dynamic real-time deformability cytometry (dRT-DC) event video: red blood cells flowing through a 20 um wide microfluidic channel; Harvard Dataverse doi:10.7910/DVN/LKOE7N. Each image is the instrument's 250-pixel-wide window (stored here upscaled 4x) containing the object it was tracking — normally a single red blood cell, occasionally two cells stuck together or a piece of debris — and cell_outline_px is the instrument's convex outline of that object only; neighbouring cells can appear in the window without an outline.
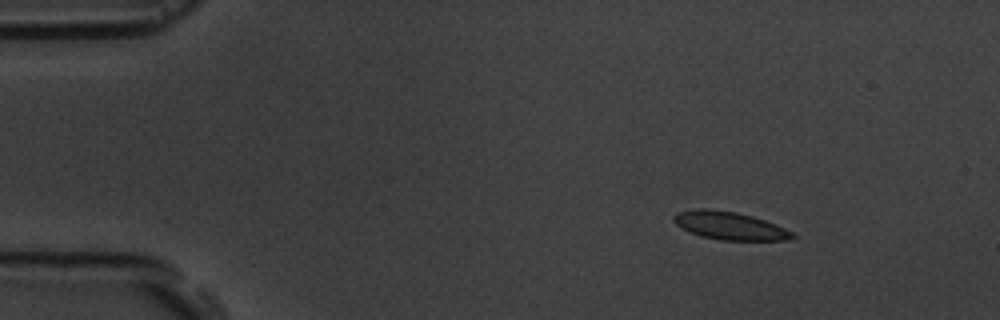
{"species": "common noctule bat (a hibernating species)", "species_latin": "Nyctalus noctula", "temperature_condition": "room temperature", "stored_images_in_passage": 16, "camera_frame_rate_fps": 3000, "um_per_image_px": 0.085, "animal": {"sex": "male", "body_mass_g": 19.5, "forearm_length_mm": 54.6}, "frame": {"image": 1, "passage_image": 2, "time_ms": 1.0, "image_size_px": [1000, 320], "cell_outline_px": [[796, 236], [788, 240], [720, 240], [700, 236], [680, 228], [672, 220], [672, 216], [676, 212], [696, 208], [704, 208], [736, 212], [752, 216], [776, 224], [792, 232]], "centroid_in_image_um": [61.96, 19.18], "position_along_channel_um": 23.0, "area_um2": 19.42}}
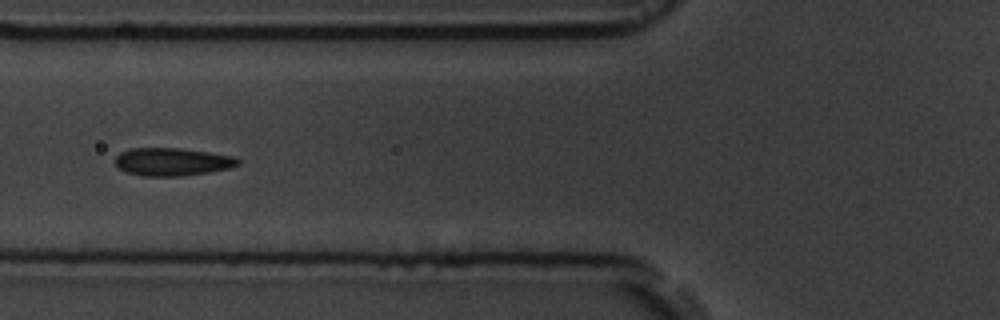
{"frame": {"image": 2, "passage_image": 6, "time_ms": 5.667, "image_size_px": [1000, 320], "cell_outline_px": [[240, 164], [228, 168], [208, 172], [184, 176], [140, 176], [128, 172], [120, 168], [116, 164], [116, 156], [120, 152], [132, 148], [180, 148], [236, 156], [240, 160]], "centroid_in_image_um": [14.66, 13.75], "position_along_channel_um": 111.1, "area_um2": 19.94}}
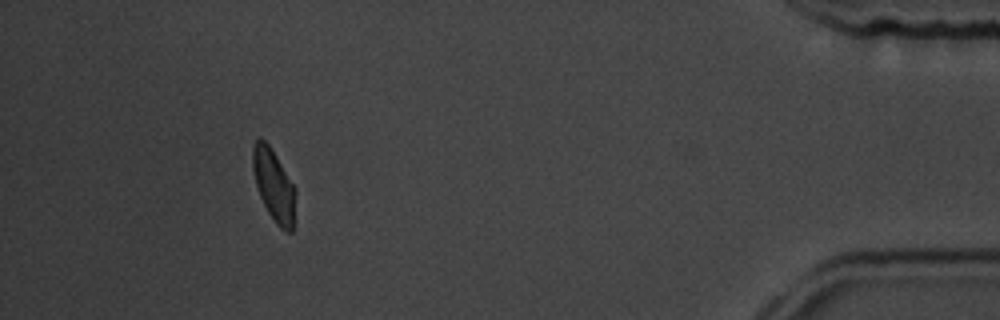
{"frame": {"image": 3, "passage_image": 15, "time_ms": 15.667, "image_size_px": [1000, 320], "cell_outline_px": [[296, 192], [292, 232], [288, 232], [280, 228], [276, 224], [268, 212], [260, 196], [256, 184], [252, 168], [252, 144], [260, 136], [268, 144], [276, 156], [296, 188]], "centroid_in_image_um": [23.27, 15.73], "position_along_channel_um": 411.9, "area_um2": 17.92}, "authors_computed_cell_mechanics": {"area_um2": 19.4208, "velocity_mm_per_s": 3.6089, "shape_relaxation_time_tau1_ms": 5.2874, "shape_relaxation_time_tau2_ms": null, "deformation_change_tau1": 0.1053, "deformation_change_tau2": null}}